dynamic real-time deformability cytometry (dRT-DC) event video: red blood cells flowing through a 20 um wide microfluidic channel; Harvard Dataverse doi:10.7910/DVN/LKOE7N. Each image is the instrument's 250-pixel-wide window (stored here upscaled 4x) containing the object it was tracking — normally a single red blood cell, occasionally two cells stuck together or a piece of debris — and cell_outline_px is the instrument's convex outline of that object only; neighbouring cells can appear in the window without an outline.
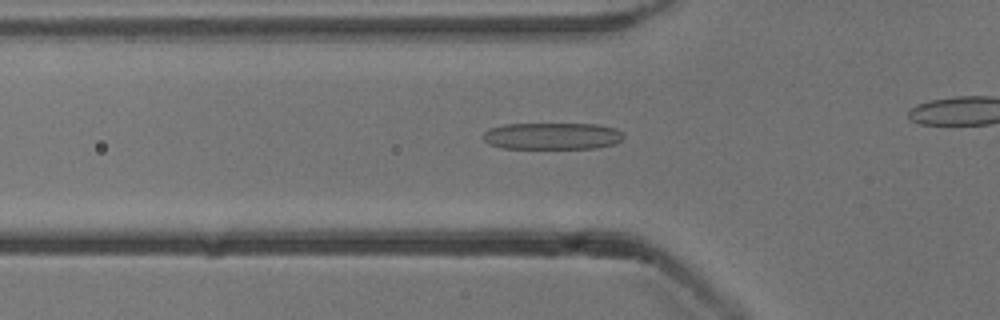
{"species": "common noctule bat (a hibernating species)", "species_latin": "Nyctalus noctula", "temperature_condition": "cold", "stored_images_in_passage": 37, "camera_frame_rate_fps": 3000, "um_per_image_px": 0.085, "animal": {"sex": "male", "body_mass_g": 13.3}, "frame": {"image": 1, "passage_image": 12, "time_ms": 3.667, "image_size_px": [1000, 320], "cell_outline_px": [[624, 136], [616, 144], [596, 148], [504, 148], [488, 144], [480, 136], [484, 132], [492, 128], [504, 124], [596, 124], [616, 128]], "centroid_in_image_um": [46.92, 11.56], "position_along_channel_um": 78.9, "area_um2": 21.96}}
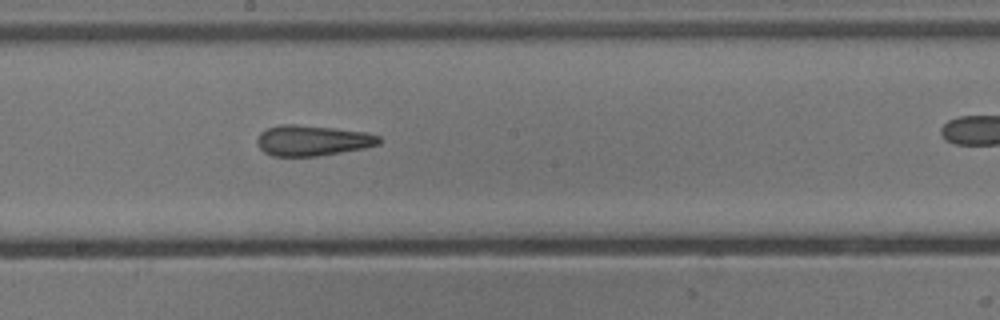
{"frame": {"image": 2, "passage_image": 23, "time_ms": 7.333, "image_size_px": [1000, 320], "cell_outline_px": [[380, 144], [364, 148], [316, 156], [272, 156], [264, 152], [256, 144], [256, 140], [260, 132], [268, 128], [280, 124], [296, 124], [336, 128], [368, 132], [380, 136]], "centroid_in_image_um": [26.54, 11.93], "position_along_channel_um": 221.7, "area_um2": 21.85}}
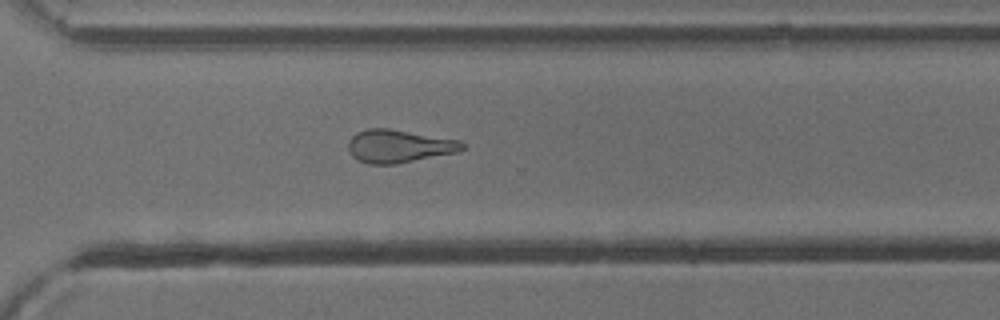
{"frame": {"image": 3, "passage_image": 32, "time_ms": 10.333, "image_size_px": [1000, 320], "cell_outline_px": [[464, 148], [456, 152], [396, 164], [368, 164], [356, 160], [352, 156], [348, 148], [348, 140], [356, 132], [368, 128], [388, 128], [460, 140], [464, 144]], "centroid_in_image_um": [33.86, 12.42], "position_along_channel_um": 336.7, "area_um2": 21.91}}